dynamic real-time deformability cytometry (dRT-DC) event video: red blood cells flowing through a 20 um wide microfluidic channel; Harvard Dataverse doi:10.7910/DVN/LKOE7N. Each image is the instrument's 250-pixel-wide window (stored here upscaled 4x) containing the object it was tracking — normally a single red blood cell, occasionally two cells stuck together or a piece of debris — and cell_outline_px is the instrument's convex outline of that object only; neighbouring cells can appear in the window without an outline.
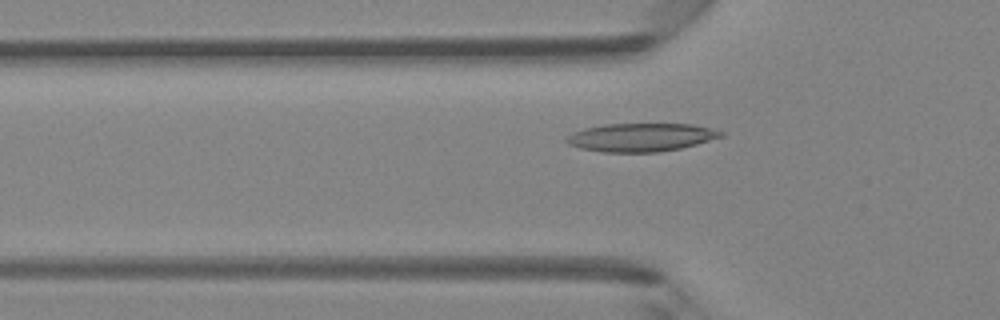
{"species": "Egyptian fruit bat (a non-hibernating species)", "species_latin": "Rousettus aegyptiacus", "temperature_condition": "room temperature", "stored_images_in_passage": 48, "camera_frame_rate_fps": 3000, "um_per_image_px": 0.085, "animal": {"sex": "female"}, "frame": {"image": 1, "passage_image": 16, "time_ms": 5.0, "image_size_px": [1000, 320], "cell_outline_px": [[724, 136], [696, 144], [680, 148], [656, 152], [604, 152], [580, 148], [568, 144], [564, 140], [572, 132], [584, 128], [604, 124], [692, 124], [724, 132]], "centroid_in_image_um": [54.45, 11.67], "position_along_channel_um": 71.4, "area_um2": 25.32}}
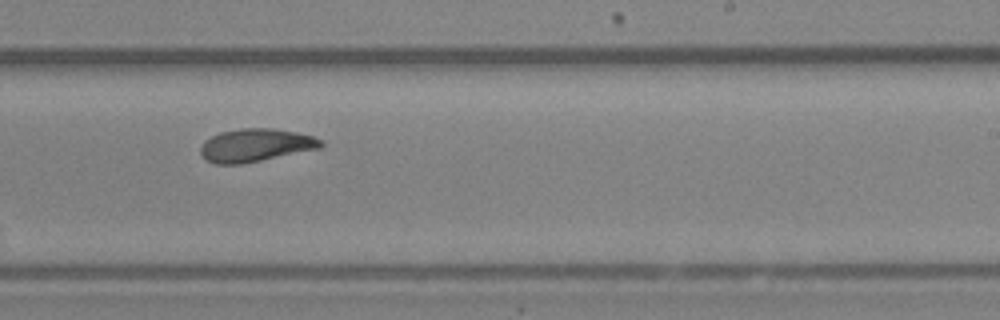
{"frame": {"image": 2, "passage_image": 30, "time_ms": 9.667, "image_size_px": [1000, 320], "cell_outline_px": [[324, 144], [320, 148], [240, 164], [216, 164], [208, 160], [200, 152], [200, 148], [204, 140], [220, 132], [240, 128], [272, 128], [296, 132], [312, 136], [324, 140]], "centroid_in_image_um": [21.73, 12.33], "position_along_channel_um": 267.3, "area_um2": 22.95}}
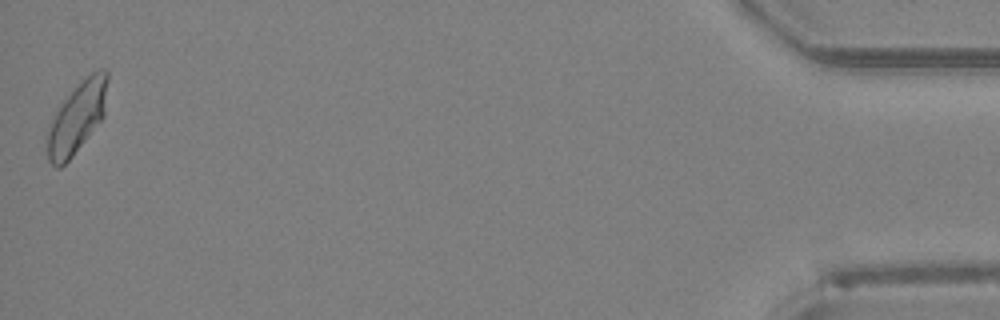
{"frame": {"image": 3, "passage_image": 48, "time_ms": 15.667, "image_size_px": [1000, 320], "cell_outline_px": [[108, 80], [104, 116], [72, 156], [60, 168], [56, 168], [48, 160], [48, 124], [60, 104], [92, 72], [100, 68], [104, 68], [108, 72]], "centroid_in_image_um": [6.56, 10.0], "position_along_channel_um": 428.6, "area_um2": 24.39}, "authors_computed_cell_mechanics": {"area_um2": 23.5246, "velocity_mm_per_s": 4.2056, "shape_relaxation_time_tau1_ms": 6.0567, "shape_relaxation_time_tau2_ms": 2.0508, "deformation_change_tau1": 0.1682, "deformation_change_tau2": 0.0696}}